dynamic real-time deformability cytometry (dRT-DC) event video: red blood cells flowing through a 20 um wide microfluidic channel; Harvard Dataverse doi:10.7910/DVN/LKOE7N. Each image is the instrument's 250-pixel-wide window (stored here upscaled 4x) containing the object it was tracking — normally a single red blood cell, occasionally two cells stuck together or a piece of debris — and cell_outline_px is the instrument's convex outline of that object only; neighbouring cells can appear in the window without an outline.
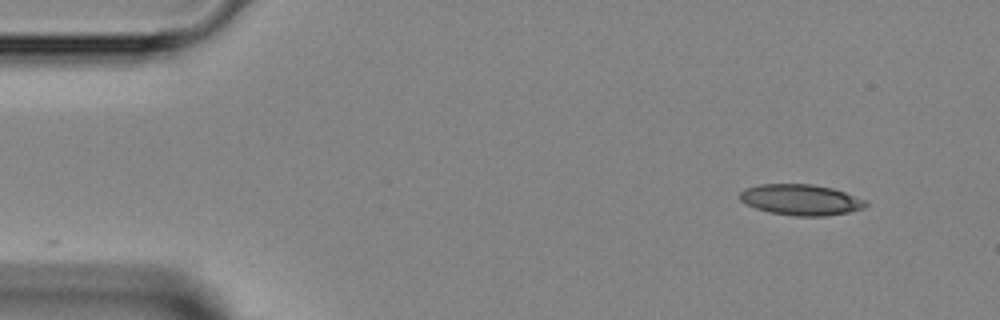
{"species": "Egyptian fruit bat (a non-hibernating species)", "species_latin": "Rousettus aegyptiacus", "temperature_condition": "room temperature", "stored_images_in_passage": 5, "camera_frame_rate_fps": 3000, "um_per_image_px": 0.085, "animal": {"sex": "female"}, "frame": {"image": 1, "passage_image": 1, "time_ms": 0.0, "image_size_px": [1000, 320], "cell_outline_px": [[868, 204], [864, 208], [848, 212], [824, 216], [796, 216], [768, 212], [756, 208], [740, 200], [736, 196], [744, 188], [760, 184], [812, 184], [832, 188], [868, 200]], "centroid_in_image_um": [68.06, 16.97], "position_along_channel_um": 16.9, "area_um2": 22.77}}
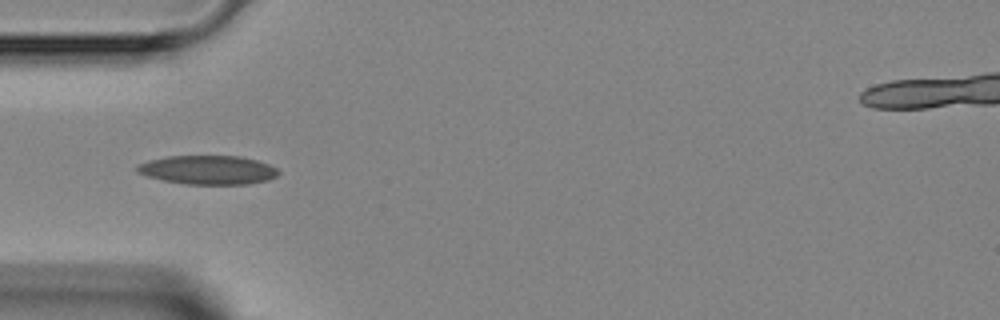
{"frame": {"image": 2, "passage_image": 4, "time_ms": 3.333, "image_size_px": [1000, 320], "cell_outline_px": [[280, 172], [276, 176], [268, 180], [248, 184], [184, 184], [164, 180], [148, 176], [136, 172], [136, 164], [148, 160], [168, 156], [240, 156], [256, 160], [268, 164], [276, 168]], "centroid_in_image_um": [17.66, 14.44], "position_along_channel_um": 67.3, "area_um2": 23.81}}
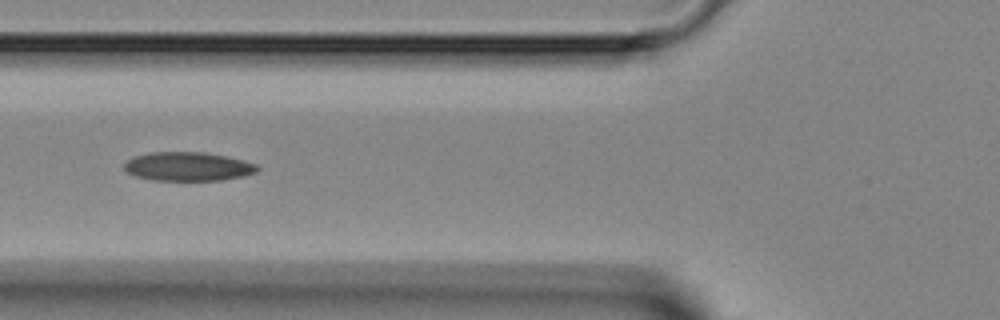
{"frame": {"image": 3, "passage_image": 5, "time_ms": 4.333, "image_size_px": [1000, 320], "cell_outline_px": [[260, 168], [256, 172], [244, 176], [220, 180], [152, 180], [136, 176], [128, 172], [124, 168], [124, 164], [128, 160], [136, 156], [152, 152], [204, 152], [244, 160], [256, 164]], "centroid_in_image_um": [16.0, 14.15], "position_along_channel_um": 109.8, "area_um2": 22.2}}